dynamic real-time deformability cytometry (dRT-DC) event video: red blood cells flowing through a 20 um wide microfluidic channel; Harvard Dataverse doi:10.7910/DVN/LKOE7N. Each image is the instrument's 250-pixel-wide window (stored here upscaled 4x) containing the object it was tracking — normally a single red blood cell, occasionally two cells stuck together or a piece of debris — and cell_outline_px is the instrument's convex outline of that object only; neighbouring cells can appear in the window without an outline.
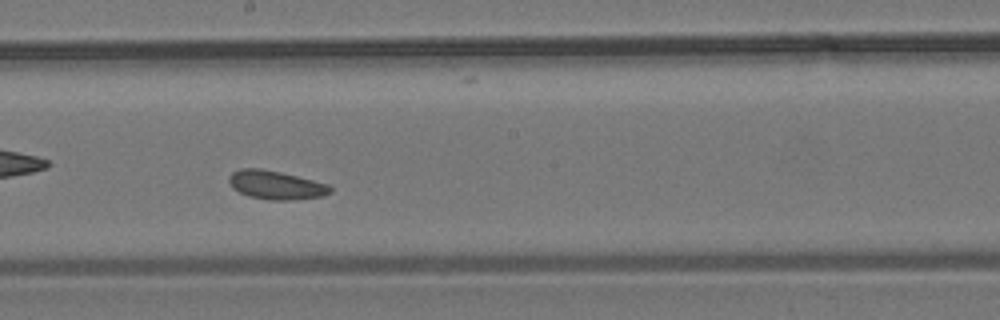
{"species": "common noctule bat (a hibernating species)", "species_latin": "Nyctalus noctula", "temperature_condition": "room temperature", "stored_images_in_passage": 56, "camera_frame_rate_fps": 3000, "um_per_image_px": 0.085, "animal": {"sex": "male", "body_mass_g": 19.2, "forearm_length_mm": 51.8}, "frame": {"image": 1, "passage_image": 32, "time_ms": 10.333, "image_size_px": [1000, 320], "cell_outline_px": [[332, 192], [324, 196], [288, 200], [272, 200], [248, 196], [232, 188], [228, 180], [228, 176], [232, 172], [240, 168], [260, 168], [280, 172], [328, 184], [332, 188]], "centroid_in_image_um": [23.43, 15.72], "position_along_channel_um": 224.8, "area_um2": 16.88}}